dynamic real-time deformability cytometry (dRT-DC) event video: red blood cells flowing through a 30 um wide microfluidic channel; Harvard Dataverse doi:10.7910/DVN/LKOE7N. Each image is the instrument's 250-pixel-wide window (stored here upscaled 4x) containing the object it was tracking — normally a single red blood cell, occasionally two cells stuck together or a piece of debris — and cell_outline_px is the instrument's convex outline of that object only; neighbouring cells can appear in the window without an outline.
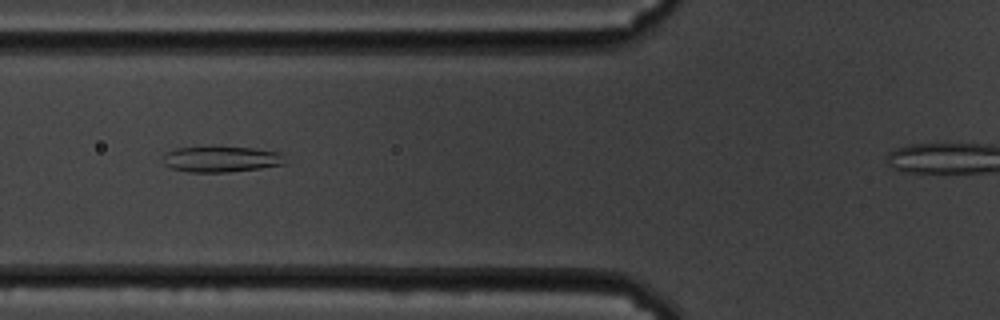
{"species": "common noctule bat (a hibernating species)", "species_latin": "Nyctalus noctula", "temperature_condition": "cold", "stored_images_in_passage": 40, "segment_of_instrument_passage": [1, 2], "camera_frame_rate_fps": 3000, "um_per_image_px": 0.085, "animal": {"sex": "male", "body_mass_g": 19.5, "forearm_length_mm": 54.6}, "frame": {"image": 1, "passage_image": 11, "time_ms": 3.333, "image_size_px": [1000, 320], "cell_outline_px": [[284, 164], [260, 168], [228, 172], [188, 172], [172, 168], [164, 164], [164, 152], [176, 148], [252, 148], [280, 152]], "centroid_in_image_um": [18.76, 13.54], "position_along_channel_um": 107.0, "area_um2": 17.86}}
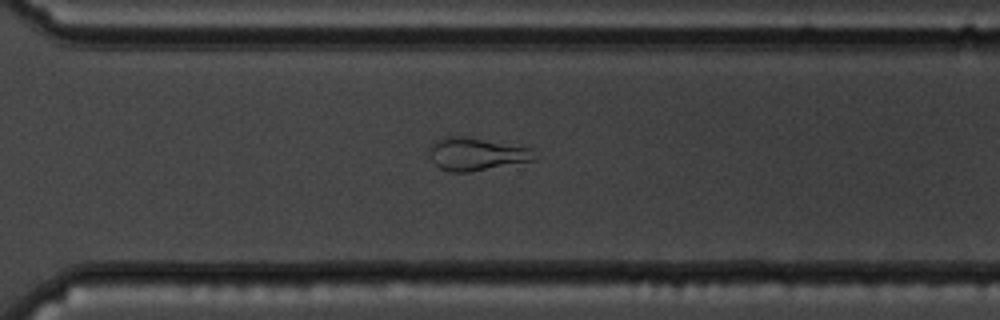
{"frame": {"image": 2, "passage_image": 30, "time_ms": 9.667, "image_size_px": [1000, 320], "cell_outline_px": [[532, 160], [472, 172], [448, 172], [440, 168], [432, 160], [432, 144], [436, 140], [448, 136], [452, 136], [480, 140], [532, 148]], "centroid_in_image_um": [40.45, 13.13], "position_along_channel_um": 330.2, "area_um2": 19.07}}
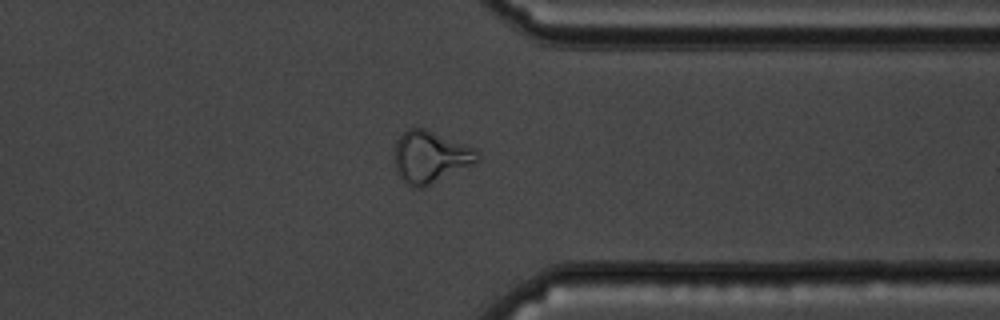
{"frame": {"image": 3, "passage_image": 34, "time_ms": 11.0, "image_size_px": [1000, 320], "cell_outline_px": [[480, 160], [476, 164], [420, 188], [416, 188], [408, 184], [396, 172], [392, 152], [396, 140], [408, 128], [424, 128], [476, 148], [480, 152]], "centroid_in_image_um": [36.59, 13.32], "position_along_channel_um": 374.8, "area_um2": 25.37}}